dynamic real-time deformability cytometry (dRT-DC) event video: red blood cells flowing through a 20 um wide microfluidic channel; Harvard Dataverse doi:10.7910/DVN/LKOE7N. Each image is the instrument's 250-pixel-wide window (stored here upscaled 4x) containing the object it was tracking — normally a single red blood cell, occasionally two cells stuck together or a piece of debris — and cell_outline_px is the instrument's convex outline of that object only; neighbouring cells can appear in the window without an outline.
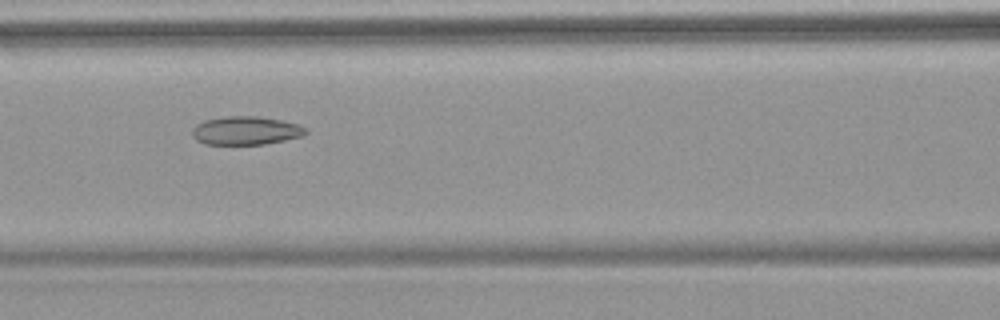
{"species": "common noctule bat (a hibernating species)", "species_latin": "Nyctalus noctula", "temperature_condition": "warm", "stored_images_in_passage": 8, "camera_frame_rate_fps": 3000, "um_per_image_px": 0.085, "animal": {"sex": "female", "body_mass_g": 18.4}, "frame": {"image": 1, "passage_image": 6, "time_ms": 7.333, "image_size_px": [1000, 320], "cell_outline_px": [[308, 132], [304, 136], [264, 144], [204, 144], [196, 140], [192, 136], [192, 128], [196, 124], [204, 120], [224, 116], [256, 116], [280, 120], [296, 124], [308, 128]], "centroid_in_image_um": [20.88, 11.1], "position_along_channel_um": 145.7, "area_um2": 18.9}}
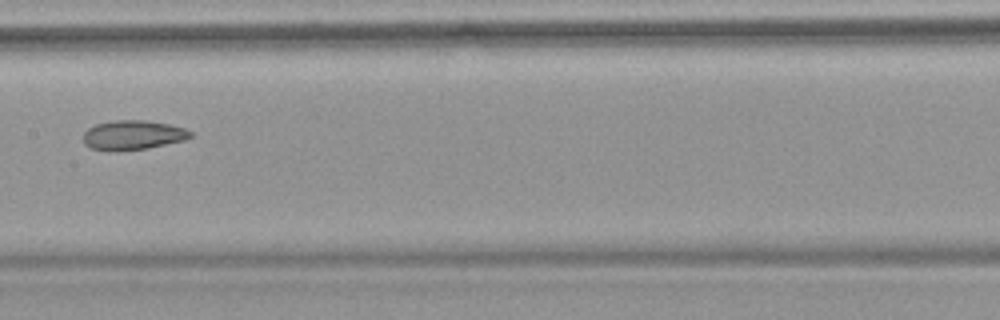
{"frame": {"image": 2, "passage_image": 7, "time_ms": 8.667, "image_size_px": [1000, 320], "cell_outline_px": [[192, 136], [184, 140], [148, 148], [92, 148], [84, 144], [84, 132], [88, 128], [96, 124], [112, 120], [144, 120], [168, 124], [184, 128], [192, 132]], "centroid_in_image_um": [11.33, 11.43], "position_along_channel_um": 196.1, "area_um2": 17.63}}
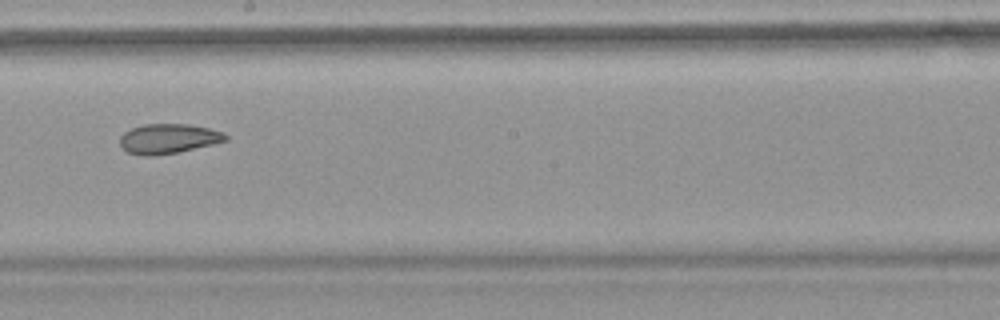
{"frame": {"image": 3, "passage_image": 8, "time_ms": 9.667, "image_size_px": [1000, 320], "cell_outline_px": [[228, 140], [212, 144], [176, 152], [152, 156], [144, 156], [128, 152], [120, 144], [120, 136], [124, 132], [132, 128], [144, 124], [188, 124], [208, 128], [224, 132], [228, 136]], "centroid_in_image_um": [14.31, 11.78], "position_along_channel_um": 233.9, "area_um2": 18.15}}